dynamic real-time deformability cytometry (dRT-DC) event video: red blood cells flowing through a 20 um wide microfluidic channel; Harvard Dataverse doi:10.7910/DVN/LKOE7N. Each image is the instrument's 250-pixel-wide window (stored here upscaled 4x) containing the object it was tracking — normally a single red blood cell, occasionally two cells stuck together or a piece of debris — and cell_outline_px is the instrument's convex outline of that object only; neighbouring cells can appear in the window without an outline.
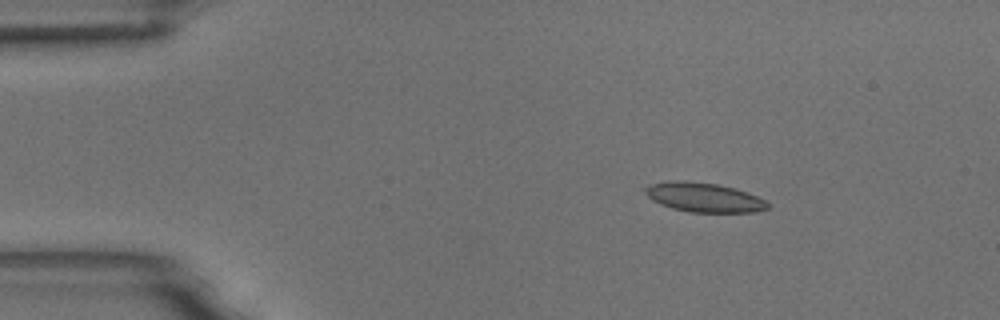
{"species": "common noctule bat (a hibernating species)", "species_latin": "Nyctalus noctula", "temperature_condition": "room temperature", "stored_images_in_passage": 16, "camera_frame_rate_fps": 3000, "um_per_image_px": 0.085, "animal": {"sex": "male", "body_mass_g": 18.8}, "frame": {"image": 1, "passage_image": 1, "time_ms": 0.0, "image_size_px": [1000, 320], "cell_outline_px": [[768, 208], [756, 212], [688, 212], [672, 208], [660, 204], [652, 200], [644, 192], [644, 188], [652, 184], [664, 180], [684, 180], [716, 184], [748, 192], [768, 200]], "centroid_in_image_um": [59.83, 16.77], "position_along_channel_um": 25.2, "area_um2": 21.1}}
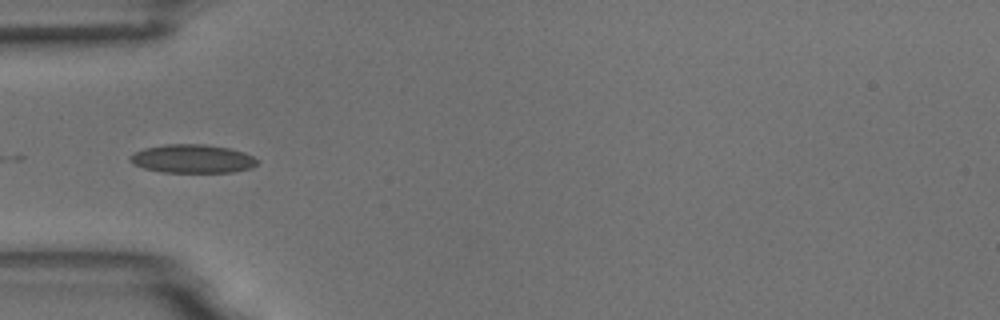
{"frame": {"image": 2, "passage_image": 10, "time_ms": 3.0, "image_size_px": [1000, 320], "cell_outline_px": [[260, 160], [252, 168], [232, 172], [164, 172], [144, 168], [132, 164], [128, 160], [128, 156], [144, 148], [164, 144], [204, 144], [232, 148], [244, 152]], "centroid_in_image_um": [16.36, 13.49], "position_along_channel_um": 68.6, "area_um2": 21.33}}